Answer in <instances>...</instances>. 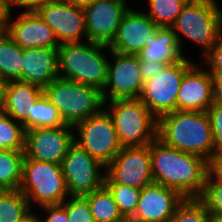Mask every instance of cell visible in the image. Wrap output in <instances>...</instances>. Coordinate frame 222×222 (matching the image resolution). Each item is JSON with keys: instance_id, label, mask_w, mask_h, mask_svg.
<instances>
[{"instance_id": "obj_1", "label": "cell", "mask_w": 222, "mask_h": 222, "mask_svg": "<svg viewBox=\"0 0 222 222\" xmlns=\"http://www.w3.org/2000/svg\"><path fill=\"white\" fill-rule=\"evenodd\" d=\"M153 182L178 191L185 199L203 192L210 164L203 158L166 145L158 137L150 143Z\"/></svg>"}, {"instance_id": "obj_2", "label": "cell", "mask_w": 222, "mask_h": 222, "mask_svg": "<svg viewBox=\"0 0 222 222\" xmlns=\"http://www.w3.org/2000/svg\"><path fill=\"white\" fill-rule=\"evenodd\" d=\"M157 137L184 153L214 159L212 130L207 112L173 111L158 119Z\"/></svg>"}, {"instance_id": "obj_3", "label": "cell", "mask_w": 222, "mask_h": 222, "mask_svg": "<svg viewBox=\"0 0 222 222\" xmlns=\"http://www.w3.org/2000/svg\"><path fill=\"white\" fill-rule=\"evenodd\" d=\"M106 47L91 41L61 44L57 48L59 77L102 92L107 82L108 60L101 52Z\"/></svg>"}, {"instance_id": "obj_4", "label": "cell", "mask_w": 222, "mask_h": 222, "mask_svg": "<svg viewBox=\"0 0 222 222\" xmlns=\"http://www.w3.org/2000/svg\"><path fill=\"white\" fill-rule=\"evenodd\" d=\"M65 124L74 126L98 114L105 104L101 92L92 87L61 77L43 89Z\"/></svg>"}, {"instance_id": "obj_5", "label": "cell", "mask_w": 222, "mask_h": 222, "mask_svg": "<svg viewBox=\"0 0 222 222\" xmlns=\"http://www.w3.org/2000/svg\"><path fill=\"white\" fill-rule=\"evenodd\" d=\"M111 116L122 147L145 146L157 138L158 119L139 98L110 100Z\"/></svg>"}, {"instance_id": "obj_6", "label": "cell", "mask_w": 222, "mask_h": 222, "mask_svg": "<svg viewBox=\"0 0 222 222\" xmlns=\"http://www.w3.org/2000/svg\"><path fill=\"white\" fill-rule=\"evenodd\" d=\"M217 6L215 0H198L183 7L171 26L180 50L181 36L176 30L203 46L204 55L216 44L222 36V12Z\"/></svg>"}, {"instance_id": "obj_7", "label": "cell", "mask_w": 222, "mask_h": 222, "mask_svg": "<svg viewBox=\"0 0 222 222\" xmlns=\"http://www.w3.org/2000/svg\"><path fill=\"white\" fill-rule=\"evenodd\" d=\"M19 190L29 206L34 200L40 206L62 204L69 195L61 164L24 158Z\"/></svg>"}, {"instance_id": "obj_8", "label": "cell", "mask_w": 222, "mask_h": 222, "mask_svg": "<svg viewBox=\"0 0 222 222\" xmlns=\"http://www.w3.org/2000/svg\"><path fill=\"white\" fill-rule=\"evenodd\" d=\"M184 57L167 65L161 73L144 82L140 101L157 118L177 111V97L184 73L193 65Z\"/></svg>"}, {"instance_id": "obj_9", "label": "cell", "mask_w": 222, "mask_h": 222, "mask_svg": "<svg viewBox=\"0 0 222 222\" xmlns=\"http://www.w3.org/2000/svg\"><path fill=\"white\" fill-rule=\"evenodd\" d=\"M79 131L80 140L74 143L86 150L92 157L107 166L120 152V145L113 120L106 109L84 119L74 126Z\"/></svg>"}, {"instance_id": "obj_10", "label": "cell", "mask_w": 222, "mask_h": 222, "mask_svg": "<svg viewBox=\"0 0 222 222\" xmlns=\"http://www.w3.org/2000/svg\"><path fill=\"white\" fill-rule=\"evenodd\" d=\"M106 168L104 183L123 184L139 189L154 183L150 144L122 147Z\"/></svg>"}, {"instance_id": "obj_11", "label": "cell", "mask_w": 222, "mask_h": 222, "mask_svg": "<svg viewBox=\"0 0 222 222\" xmlns=\"http://www.w3.org/2000/svg\"><path fill=\"white\" fill-rule=\"evenodd\" d=\"M102 167L106 166L73 143L61 162L69 196L86 195L104 186L106 173H100Z\"/></svg>"}, {"instance_id": "obj_12", "label": "cell", "mask_w": 222, "mask_h": 222, "mask_svg": "<svg viewBox=\"0 0 222 222\" xmlns=\"http://www.w3.org/2000/svg\"><path fill=\"white\" fill-rule=\"evenodd\" d=\"M73 126L33 128L26 131L24 158L61 164L69 147L74 143Z\"/></svg>"}, {"instance_id": "obj_13", "label": "cell", "mask_w": 222, "mask_h": 222, "mask_svg": "<svg viewBox=\"0 0 222 222\" xmlns=\"http://www.w3.org/2000/svg\"><path fill=\"white\" fill-rule=\"evenodd\" d=\"M110 53L114 62L112 65L109 61L107 66V82L101 92L104 103H107V99L139 98L144 82L140 74L138 55H126L115 51H110ZM110 87L108 94L106 89Z\"/></svg>"}, {"instance_id": "obj_14", "label": "cell", "mask_w": 222, "mask_h": 222, "mask_svg": "<svg viewBox=\"0 0 222 222\" xmlns=\"http://www.w3.org/2000/svg\"><path fill=\"white\" fill-rule=\"evenodd\" d=\"M35 11L55 32L60 44L81 42L82 34L87 40L84 8L66 0H55L39 6Z\"/></svg>"}, {"instance_id": "obj_15", "label": "cell", "mask_w": 222, "mask_h": 222, "mask_svg": "<svg viewBox=\"0 0 222 222\" xmlns=\"http://www.w3.org/2000/svg\"><path fill=\"white\" fill-rule=\"evenodd\" d=\"M129 9L125 0H96L84 8L87 41L109 45L122 16Z\"/></svg>"}, {"instance_id": "obj_16", "label": "cell", "mask_w": 222, "mask_h": 222, "mask_svg": "<svg viewBox=\"0 0 222 222\" xmlns=\"http://www.w3.org/2000/svg\"><path fill=\"white\" fill-rule=\"evenodd\" d=\"M185 198L176 190L152 183L141 190L135 222H169Z\"/></svg>"}, {"instance_id": "obj_17", "label": "cell", "mask_w": 222, "mask_h": 222, "mask_svg": "<svg viewBox=\"0 0 222 222\" xmlns=\"http://www.w3.org/2000/svg\"><path fill=\"white\" fill-rule=\"evenodd\" d=\"M159 27L143 12L129 9L121 18L110 51L138 55Z\"/></svg>"}, {"instance_id": "obj_18", "label": "cell", "mask_w": 222, "mask_h": 222, "mask_svg": "<svg viewBox=\"0 0 222 222\" xmlns=\"http://www.w3.org/2000/svg\"><path fill=\"white\" fill-rule=\"evenodd\" d=\"M193 64L185 73L177 97V111L207 112L213 105V77Z\"/></svg>"}, {"instance_id": "obj_19", "label": "cell", "mask_w": 222, "mask_h": 222, "mask_svg": "<svg viewBox=\"0 0 222 222\" xmlns=\"http://www.w3.org/2000/svg\"><path fill=\"white\" fill-rule=\"evenodd\" d=\"M7 34L22 49L25 48H58L55 32L43 21L36 11H24L18 19L9 23Z\"/></svg>"}, {"instance_id": "obj_20", "label": "cell", "mask_w": 222, "mask_h": 222, "mask_svg": "<svg viewBox=\"0 0 222 222\" xmlns=\"http://www.w3.org/2000/svg\"><path fill=\"white\" fill-rule=\"evenodd\" d=\"M57 48H25L22 49V82L47 87L59 77Z\"/></svg>"}, {"instance_id": "obj_21", "label": "cell", "mask_w": 222, "mask_h": 222, "mask_svg": "<svg viewBox=\"0 0 222 222\" xmlns=\"http://www.w3.org/2000/svg\"><path fill=\"white\" fill-rule=\"evenodd\" d=\"M43 94V88L22 81H10L1 86V109L16 122L23 124L34 103Z\"/></svg>"}, {"instance_id": "obj_22", "label": "cell", "mask_w": 222, "mask_h": 222, "mask_svg": "<svg viewBox=\"0 0 222 222\" xmlns=\"http://www.w3.org/2000/svg\"><path fill=\"white\" fill-rule=\"evenodd\" d=\"M138 57L149 62L166 63L168 65L181 61L184 57L171 28H158L155 35L140 51Z\"/></svg>"}, {"instance_id": "obj_23", "label": "cell", "mask_w": 222, "mask_h": 222, "mask_svg": "<svg viewBox=\"0 0 222 222\" xmlns=\"http://www.w3.org/2000/svg\"><path fill=\"white\" fill-rule=\"evenodd\" d=\"M22 48L7 34H0V80L22 81Z\"/></svg>"}, {"instance_id": "obj_24", "label": "cell", "mask_w": 222, "mask_h": 222, "mask_svg": "<svg viewBox=\"0 0 222 222\" xmlns=\"http://www.w3.org/2000/svg\"><path fill=\"white\" fill-rule=\"evenodd\" d=\"M24 151L0 150V191L19 190Z\"/></svg>"}, {"instance_id": "obj_25", "label": "cell", "mask_w": 222, "mask_h": 222, "mask_svg": "<svg viewBox=\"0 0 222 222\" xmlns=\"http://www.w3.org/2000/svg\"><path fill=\"white\" fill-rule=\"evenodd\" d=\"M86 196L94 222H123L125 220L112 194L105 186Z\"/></svg>"}, {"instance_id": "obj_26", "label": "cell", "mask_w": 222, "mask_h": 222, "mask_svg": "<svg viewBox=\"0 0 222 222\" xmlns=\"http://www.w3.org/2000/svg\"><path fill=\"white\" fill-rule=\"evenodd\" d=\"M65 125L57 109L44 93L34 103L28 119L23 123L26 131L33 128H50Z\"/></svg>"}, {"instance_id": "obj_27", "label": "cell", "mask_w": 222, "mask_h": 222, "mask_svg": "<svg viewBox=\"0 0 222 222\" xmlns=\"http://www.w3.org/2000/svg\"><path fill=\"white\" fill-rule=\"evenodd\" d=\"M30 209L20 190L0 191V222H19Z\"/></svg>"}, {"instance_id": "obj_28", "label": "cell", "mask_w": 222, "mask_h": 222, "mask_svg": "<svg viewBox=\"0 0 222 222\" xmlns=\"http://www.w3.org/2000/svg\"><path fill=\"white\" fill-rule=\"evenodd\" d=\"M0 109V150L24 151L26 130Z\"/></svg>"}, {"instance_id": "obj_29", "label": "cell", "mask_w": 222, "mask_h": 222, "mask_svg": "<svg viewBox=\"0 0 222 222\" xmlns=\"http://www.w3.org/2000/svg\"><path fill=\"white\" fill-rule=\"evenodd\" d=\"M150 12L145 13L159 28H171L186 5L181 0H148Z\"/></svg>"}, {"instance_id": "obj_30", "label": "cell", "mask_w": 222, "mask_h": 222, "mask_svg": "<svg viewBox=\"0 0 222 222\" xmlns=\"http://www.w3.org/2000/svg\"><path fill=\"white\" fill-rule=\"evenodd\" d=\"M112 194L118 210L124 219H131L139 202L142 189L117 183H104Z\"/></svg>"}, {"instance_id": "obj_31", "label": "cell", "mask_w": 222, "mask_h": 222, "mask_svg": "<svg viewBox=\"0 0 222 222\" xmlns=\"http://www.w3.org/2000/svg\"><path fill=\"white\" fill-rule=\"evenodd\" d=\"M198 200L205 206L213 220L222 217V181L211 171L207 173L204 189Z\"/></svg>"}, {"instance_id": "obj_32", "label": "cell", "mask_w": 222, "mask_h": 222, "mask_svg": "<svg viewBox=\"0 0 222 222\" xmlns=\"http://www.w3.org/2000/svg\"><path fill=\"white\" fill-rule=\"evenodd\" d=\"M169 222H214L198 199H185Z\"/></svg>"}, {"instance_id": "obj_33", "label": "cell", "mask_w": 222, "mask_h": 222, "mask_svg": "<svg viewBox=\"0 0 222 222\" xmlns=\"http://www.w3.org/2000/svg\"><path fill=\"white\" fill-rule=\"evenodd\" d=\"M70 200L62 205L65 207L68 222H94L86 195H71Z\"/></svg>"}, {"instance_id": "obj_34", "label": "cell", "mask_w": 222, "mask_h": 222, "mask_svg": "<svg viewBox=\"0 0 222 222\" xmlns=\"http://www.w3.org/2000/svg\"><path fill=\"white\" fill-rule=\"evenodd\" d=\"M212 130L214 158L222 156V107L212 105L207 111Z\"/></svg>"}, {"instance_id": "obj_35", "label": "cell", "mask_w": 222, "mask_h": 222, "mask_svg": "<svg viewBox=\"0 0 222 222\" xmlns=\"http://www.w3.org/2000/svg\"><path fill=\"white\" fill-rule=\"evenodd\" d=\"M206 62L210 63V75L212 77H222V36L216 44L205 54Z\"/></svg>"}, {"instance_id": "obj_36", "label": "cell", "mask_w": 222, "mask_h": 222, "mask_svg": "<svg viewBox=\"0 0 222 222\" xmlns=\"http://www.w3.org/2000/svg\"><path fill=\"white\" fill-rule=\"evenodd\" d=\"M167 65L166 63L144 61L139 58V69L143 82L149 81L161 73Z\"/></svg>"}, {"instance_id": "obj_37", "label": "cell", "mask_w": 222, "mask_h": 222, "mask_svg": "<svg viewBox=\"0 0 222 222\" xmlns=\"http://www.w3.org/2000/svg\"><path fill=\"white\" fill-rule=\"evenodd\" d=\"M49 213L43 222H68L67 211L62 204L42 206Z\"/></svg>"}, {"instance_id": "obj_38", "label": "cell", "mask_w": 222, "mask_h": 222, "mask_svg": "<svg viewBox=\"0 0 222 222\" xmlns=\"http://www.w3.org/2000/svg\"><path fill=\"white\" fill-rule=\"evenodd\" d=\"M11 0H0V34L7 33L11 18Z\"/></svg>"}, {"instance_id": "obj_39", "label": "cell", "mask_w": 222, "mask_h": 222, "mask_svg": "<svg viewBox=\"0 0 222 222\" xmlns=\"http://www.w3.org/2000/svg\"><path fill=\"white\" fill-rule=\"evenodd\" d=\"M55 0H11L14 6H24L26 11H35L39 6Z\"/></svg>"}, {"instance_id": "obj_40", "label": "cell", "mask_w": 222, "mask_h": 222, "mask_svg": "<svg viewBox=\"0 0 222 222\" xmlns=\"http://www.w3.org/2000/svg\"><path fill=\"white\" fill-rule=\"evenodd\" d=\"M213 105L222 107V77H213Z\"/></svg>"}, {"instance_id": "obj_41", "label": "cell", "mask_w": 222, "mask_h": 222, "mask_svg": "<svg viewBox=\"0 0 222 222\" xmlns=\"http://www.w3.org/2000/svg\"><path fill=\"white\" fill-rule=\"evenodd\" d=\"M210 171L222 181V156L213 159L210 164Z\"/></svg>"}, {"instance_id": "obj_42", "label": "cell", "mask_w": 222, "mask_h": 222, "mask_svg": "<svg viewBox=\"0 0 222 222\" xmlns=\"http://www.w3.org/2000/svg\"><path fill=\"white\" fill-rule=\"evenodd\" d=\"M66 1L78 7L85 8L86 6L91 5L96 0H66Z\"/></svg>"}, {"instance_id": "obj_43", "label": "cell", "mask_w": 222, "mask_h": 222, "mask_svg": "<svg viewBox=\"0 0 222 222\" xmlns=\"http://www.w3.org/2000/svg\"><path fill=\"white\" fill-rule=\"evenodd\" d=\"M19 222H42L34 214L29 211Z\"/></svg>"}, {"instance_id": "obj_44", "label": "cell", "mask_w": 222, "mask_h": 222, "mask_svg": "<svg viewBox=\"0 0 222 222\" xmlns=\"http://www.w3.org/2000/svg\"><path fill=\"white\" fill-rule=\"evenodd\" d=\"M181 1H184L187 4V3H192V2H195V1H198V0H181Z\"/></svg>"}, {"instance_id": "obj_45", "label": "cell", "mask_w": 222, "mask_h": 222, "mask_svg": "<svg viewBox=\"0 0 222 222\" xmlns=\"http://www.w3.org/2000/svg\"><path fill=\"white\" fill-rule=\"evenodd\" d=\"M214 222H222V217L221 218H217L216 220H214Z\"/></svg>"}, {"instance_id": "obj_46", "label": "cell", "mask_w": 222, "mask_h": 222, "mask_svg": "<svg viewBox=\"0 0 222 222\" xmlns=\"http://www.w3.org/2000/svg\"><path fill=\"white\" fill-rule=\"evenodd\" d=\"M123 222H135V221H133L131 219H125Z\"/></svg>"}, {"instance_id": "obj_47", "label": "cell", "mask_w": 222, "mask_h": 222, "mask_svg": "<svg viewBox=\"0 0 222 222\" xmlns=\"http://www.w3.org/2000/svg\"><path fill=\"white\" fill-rule=\"evenodd\" d=\"M0 109H1V87H0Z\"/></svg>"}]
</instances>
